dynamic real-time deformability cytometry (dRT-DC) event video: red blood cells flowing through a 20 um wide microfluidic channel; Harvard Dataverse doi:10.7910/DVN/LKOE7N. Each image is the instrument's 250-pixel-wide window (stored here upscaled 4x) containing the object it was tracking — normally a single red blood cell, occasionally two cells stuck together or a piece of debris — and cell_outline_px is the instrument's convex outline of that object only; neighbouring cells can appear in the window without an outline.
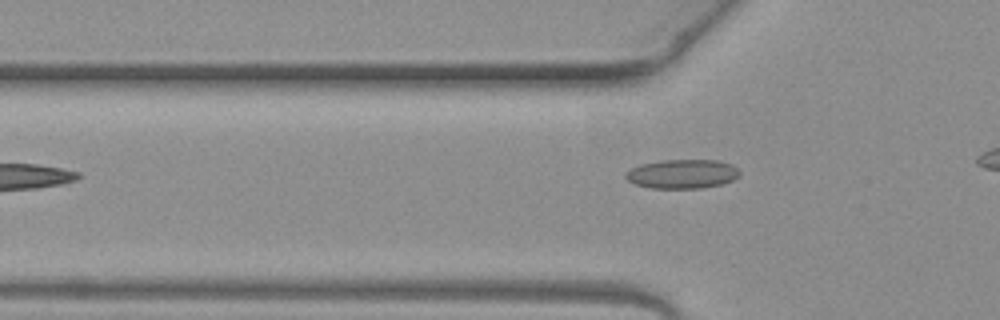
{"species": "common noctule bat (a hibernating species)", "species_latin": "Nyctalus noctula", "temperature_condition": "warm", "stored_images_in_passage": 2, "camera_frame_rate_fps": 3000, "um_per_image_px": 0.085, "animal": {"sex": "female", "body_mass_g": 19.3, "forearm_length_mm": 54.1}, "frame": {"image": 1, "passage_image": 2, "time_ms": 0.333, "image_size_px": [1000, 320], "cell_outline_px": [[740, 176], [732, 180], [720, 184], [700, 188], [652, 188], [636, 184], [628, 180], [624, 176], [624, 172], [640, 164], [660, 160], [716, 160], [732, 164], [740, 172]], "centroid_in_image_um": [57.98, 14.77], "position_along_channel_um": 67.8, "area_um2": 19.31}}